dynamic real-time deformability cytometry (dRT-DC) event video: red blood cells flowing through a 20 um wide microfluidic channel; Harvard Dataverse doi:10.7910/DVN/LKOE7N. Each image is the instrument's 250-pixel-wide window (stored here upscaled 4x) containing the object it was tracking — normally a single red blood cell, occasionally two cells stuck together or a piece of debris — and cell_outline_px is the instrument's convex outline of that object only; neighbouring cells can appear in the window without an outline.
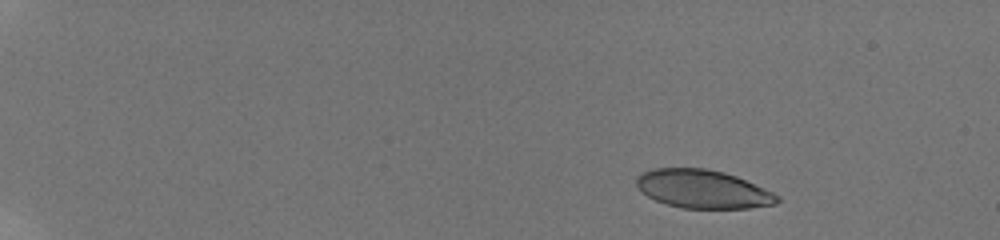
{"species": "human", "species_latin": "Homo sapiens", "temperature_condition": "room temperature", "stored_images_in_passage": 29, "camera_frame_rate_fps": 3000, "um_per_image_px": 0.085, "donor": {"sex": "male"}, "frame": {"image": 1, "passage_image": 1, "time_ms": 0.0, "image_size_px": [1000, 240], "cell_outline_px": [[780, 200], [776, 204], [748, 208], [684, 208], [668, 204], [656, 200], [640, 192], [636, 184], [636, 180], [644, 172], [652, 168], [704, 168], [724, 172], [736, 176], [772, 192], [780, 196]], "centroid_in_image_um": [59.74, 16.07], "position_along_channel_um": 25.3, "area_um2": 31.27}}